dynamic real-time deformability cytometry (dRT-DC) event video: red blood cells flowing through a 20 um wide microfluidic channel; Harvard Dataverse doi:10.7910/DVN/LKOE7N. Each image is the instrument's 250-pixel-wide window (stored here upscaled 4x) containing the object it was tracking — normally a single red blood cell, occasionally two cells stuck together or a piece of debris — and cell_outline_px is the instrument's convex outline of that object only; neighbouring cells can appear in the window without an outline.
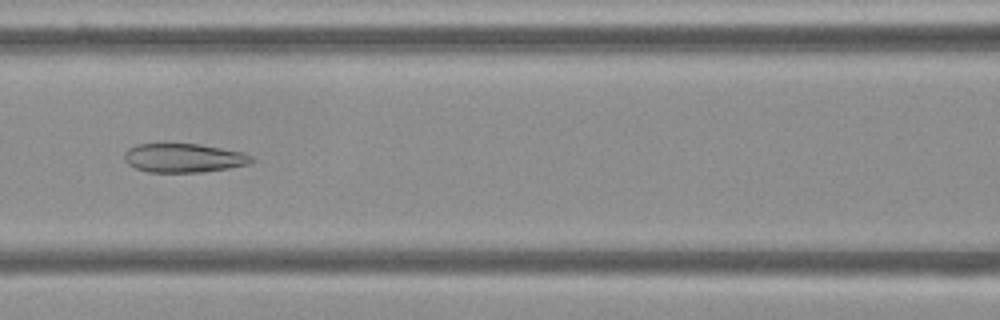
{"species": "Egyptian fruit bat (a non-hibernating species)", "species_latin": "Rousettus aegyptiacus", "temperature_condition": "cold", "stored_images_in_passage": 54, "camera_frame_rate_fps": 3000, "um_per_image_px": 0.085, "frame": {"image": 1, "passage_image": 23, "time_ms": 7.333, "image_size_px": [1000, 320], "cell_outline_px": [[256, 160], [248, 164], [228, 168], [200, 172], [148, 172], [136, 168], [128, 164], [124, 160], [124, 152], [128, 148], [136, 144], [160, 140], [164, 140], [200, 144], [244, 152], [252, 156]], "centroid_in_image_um": [15.55, 13.36], "position_along_channel_um": 151.0, "area_um2": 22.48}}
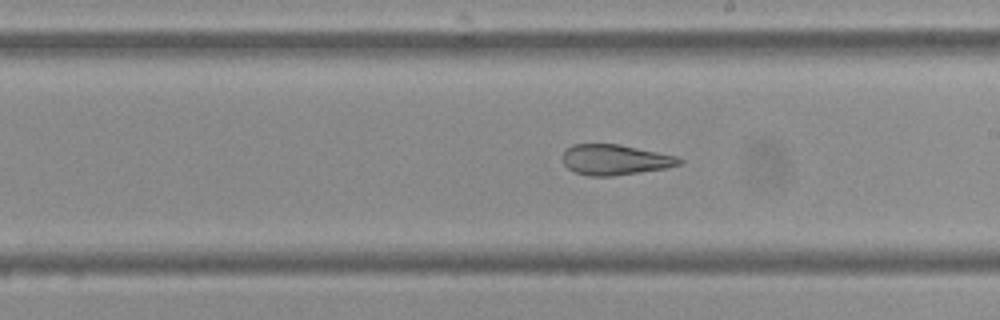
{"frame": {"image": 2, "passage_image": 30, "time_ms": 9.667, "image_size_px": [1000, 320], "cell_outline_px": [[684, 160], [680, 164], [664, 168], [640, 172], [612, 176], [588, 176], [576, 172], [568, 168], [564, 164], [564, 152], [572, 144], [620, 144], [676, 156]], "centroid_in_image_um": [52.28, 13.57], "position_along_channel_um": 236.7, "area_um2": 20.46}}
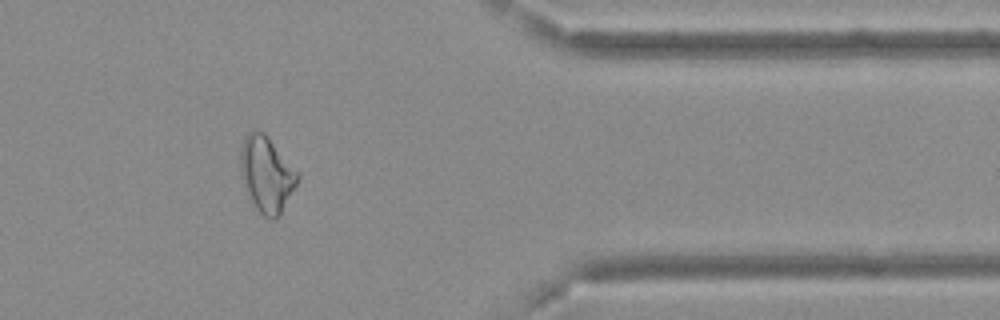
{"frame": {"image": 3, "passage_image": 44, "time_ms": 14.333, "image_size_px": [1000, 320], "cell_outline_px": [[300, 176], [280, 216], [276, 220], [268, 220], [256, 208], [240, 176], [240, 144], [244, 136], [248, 132], [264, 132]], "centroid_in_image_um": [22.63, 14.83], "position_along_channel_um": 388.8, "area_um2": 24.85}}